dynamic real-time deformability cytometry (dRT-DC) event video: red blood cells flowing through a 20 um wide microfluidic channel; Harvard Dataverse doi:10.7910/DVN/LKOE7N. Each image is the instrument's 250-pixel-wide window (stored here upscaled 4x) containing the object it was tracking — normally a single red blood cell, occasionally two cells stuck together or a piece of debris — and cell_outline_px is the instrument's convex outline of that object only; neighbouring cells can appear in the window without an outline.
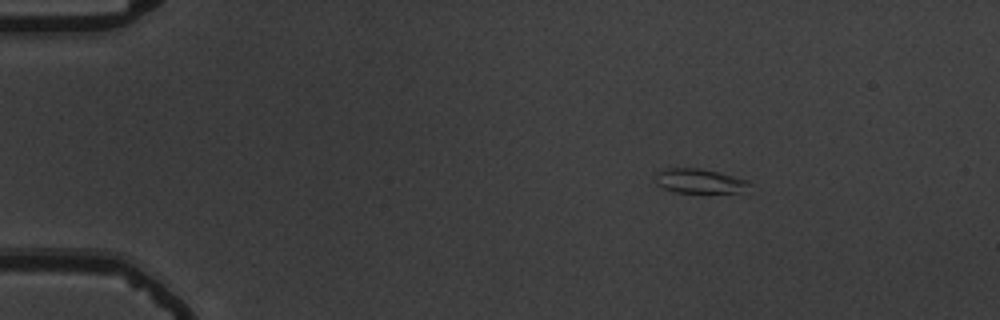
{"species": "common noctule bat (a hibernating species)", "species_latin": "Nyctalus noctula", "temperature_condition": "warm", "stored_images_in_passage": 48, "camera_frame_rate_fps": 3000, "um_per_image_px": 0.085, "animal": {"sex": "male", "body_mass_g": 19.5, "forearm_length_mm": 54.6}, "frame": {"image": 1, "passage_image": 1, "time_ms": 0.0, "image_size_px": [1000, 320], "cell_outline_px": [[752, 184], [736, 192], [676, 192], [664, 188], [656, 184], [656, 172], [664, 168], [700, 168], [720, 172], [748, 180]], "centroid_in_image_um": [59.41, 15.36], "position_along_channel_um": 25.6, "area_um2": 13.24}}
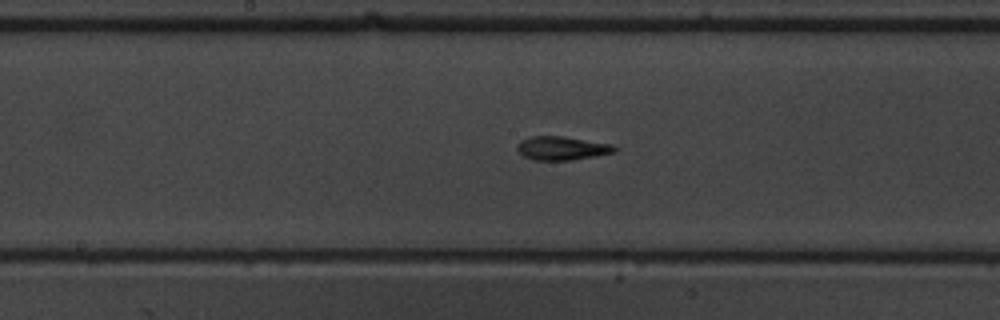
{"frame": {"image": 2, "passage_image": 22, "time_ms": 7.0, "image_size_px": [1000, 320], "cell_outline_px": [[620, 148], [616, 152], [572, 160], [532, 160], [524, 156], [516, 148], [516, 144], [520, 140], [532, 136], [564, 136], [608, 144]], "centroid_in_image_um": [47.74, 12.6], "position_along_channel_um": 200.5, "area_um2": 13.41}}
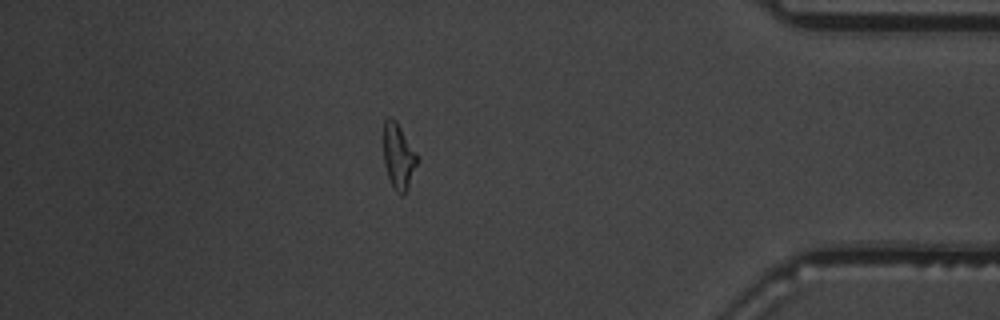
{"frame": {"image": 3, "passage_image": 41, "time_ms": 13.333, "image_size_px": [1000, 320], "cell_outline_px": [[420, 156], [408, 188], [404, 196], [400, 196], [396, 192], [388, 176], [384, 164], [384, 120], [388, 116], [392, 116], [396, 120]], "centroid_in_image_um": [33.9, 13.27], "position_along_channel_um": 401.3, "area_um2": 13.18}}